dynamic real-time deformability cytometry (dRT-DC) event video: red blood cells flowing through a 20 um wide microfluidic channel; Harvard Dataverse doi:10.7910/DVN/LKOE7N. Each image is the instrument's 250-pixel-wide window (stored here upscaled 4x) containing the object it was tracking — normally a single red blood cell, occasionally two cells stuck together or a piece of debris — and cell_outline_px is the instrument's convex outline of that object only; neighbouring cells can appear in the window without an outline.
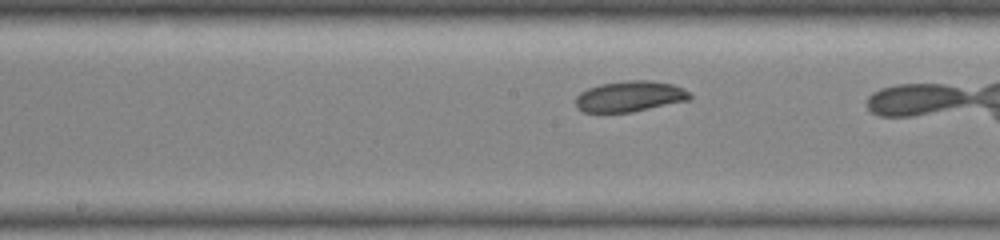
{"species": "common noctule bat (a hibernating species)", "species_latin": "Nyctalus noctula", "temperature_condition": "warm", "stored_images_in_passage": 29, "camera_frame_rate_fps": 3000, "um_per_image_px": 0.085, "animal": {"sex": "female", "body_mass_g": 19.0, "forearm_length_mm": 51.5}, "frame": {"image": 1, "passage_image": 13, "time_ms": 4.0, "image_size_px": [1000, 240], "cell_outline_px": [[692, 100], [632, 112], [584, 112], [576, 108], [576, 96], [580, 92], [588, 88], [600, 84], [628, 80], [648, 80], [672, 84], [684, 88], [692, 96]], "centroid_in_image_um": [53.56, 8.19], "position_along_channel_um": 194.6, "area_um2": 20.63}}